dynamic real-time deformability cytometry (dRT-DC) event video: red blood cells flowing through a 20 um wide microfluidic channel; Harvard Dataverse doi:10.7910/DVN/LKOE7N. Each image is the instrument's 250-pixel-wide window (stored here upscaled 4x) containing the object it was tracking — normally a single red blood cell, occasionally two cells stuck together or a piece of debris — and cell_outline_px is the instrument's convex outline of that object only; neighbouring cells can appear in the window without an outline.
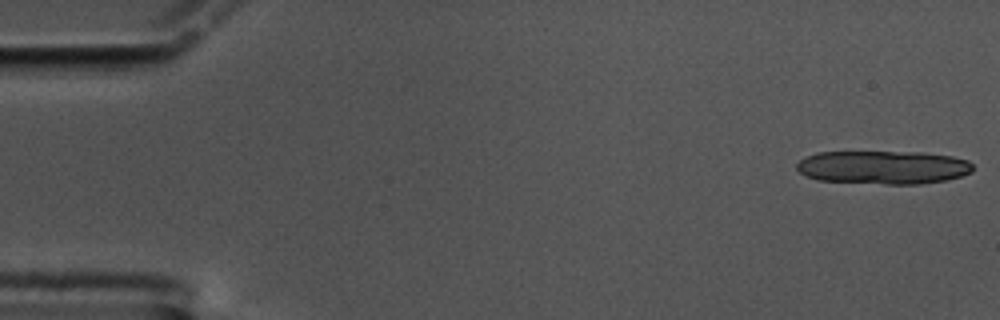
{"species": "common noctule bat (a hibernating species)", "species_latin": "Nyctalus noctula", "temperature_condition": "cold", "stored_images_in_passage": 15, "camera_frame_rate_fps": 3000, "um_per_image_px": 0.085, "animal": {"sex": "male", "body_mass_g": 17.5, "forearm_length_mm": 52.3}, "frame": {"image": 1, "passage_image": 1, "time_ms": 0.0, "image_size_px": [1000, 320], "cell_outline_px": [[972, 172], [960, 176], [944, 180], [920, 184], [884, 184], [816, 180], [800, 172], [796, 168], [796, 164], [800, 160], [816, 152], [920, 152], [952, 156], [968, 160], [972, 164]], "centroid_in_image_um": [75.07, 14.22], "position_along_channel_um": 9.9, "area_um2": 34.28}}